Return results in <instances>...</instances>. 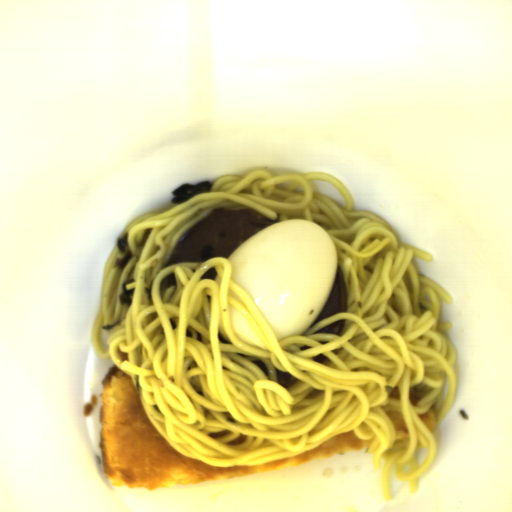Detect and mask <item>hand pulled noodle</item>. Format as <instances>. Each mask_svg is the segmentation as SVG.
<instances>
[{"instance_id": "hand-pulled-noodle-1", "label": "hand pulled noodle", "mask_w": 512, "mask_h": 512, "mask_svg": "<svg viewBox=\"0 0 512 512\" xmlns=\"http://www.w3.org/2000/svg\"><path fill=\"white\" fill-rule=\"evenodd\" d=\"M326 181L347 209L318 194ZM249 209L282 221L309 218L323 226L338 251L348 293L347 312L336 313L300 336L276 340L267 320L231 282L229 259L165 266L188 230L213 209ZM134 258L123 270L115 243L104 263L100 307L91 342L101 359L130 375L140 403L163 439L178 453L213 466L267 464L315 449L354 431L373 454L385 503L393 496L390 472L417 493L439 444L420 414H435V428L456 397L458 352L440 322L446 289L420 272L415 259L432 254L400 240L386 220L356 210L353 196L331 173L223 175L182 204L143 212L121 233ZM120 235V236H121ZM215 279H201L210 268ZM176 283L161 291L170 273ZM134 278L131 305L118 299ZM228 303L242 312L266 350L236 340ZM123 320L112 331L101 326ZM345 319L343 333L315 335ZM264 361L266 377L252 361ZM275 369L298 381L285 389ZM399 387L400 399L387 397ZM410 392L421 399L416 406ZM403 412L409 435L395 432L385 415ZM231 431L225 438L208 434ZM241 434L247 441L227 446ZM429 448L422 466L415 452Z\"/></svg>"}]
</instances>
